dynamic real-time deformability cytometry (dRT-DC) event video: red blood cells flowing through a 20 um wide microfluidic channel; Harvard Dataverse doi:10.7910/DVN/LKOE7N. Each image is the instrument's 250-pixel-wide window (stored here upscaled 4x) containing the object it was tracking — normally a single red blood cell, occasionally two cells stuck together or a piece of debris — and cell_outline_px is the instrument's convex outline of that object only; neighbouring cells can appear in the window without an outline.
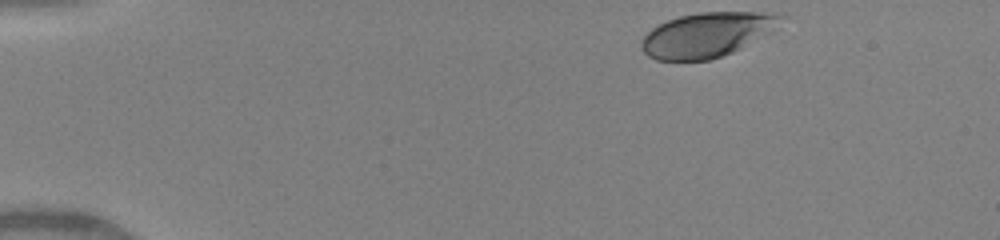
{"species": "human", "species_latin": "Homo sapiens", "temperature_condition": "warm", "stored_images_in_passage": 43, "camera_frame_rate_fps": 3000, "um_per_image_px": 0.085, "donor": {"sex": "female"}, "frame": {"image": 1, "passage_image": 1, "time_ms": 0.0, "image_size_px": [1000, 240], "cell_outline_px": [[788, 16], [772, 32], [732, 52], [708, 60], [656, 60], [648, 56], [644, 52], [640, 44], [640, 40], [652, 28], [668, 20], [680, 16], [700, 12], [772, 12]], "centroid_in_image_um": [60.14, 2.94], "position_along_channel_um": 24.9, "area_um2": 36.3}}
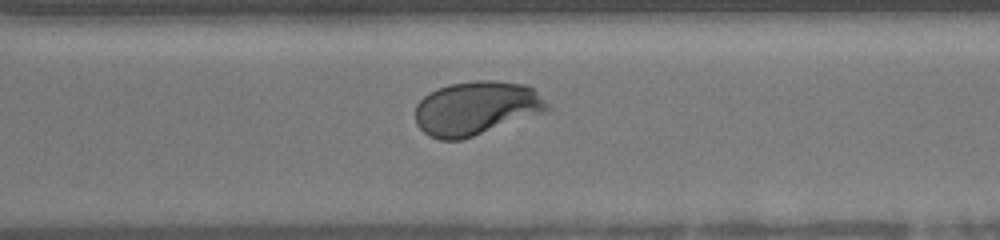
{"frame": {"image": 2, "passage_image": 30, "time_ms": 9.667, "image_size_px": [1000, 240], "cell_outline_px": [[556, 108], [548, 112], [460, 140], [440, 140], [428, 136], [416, 124], [416, 104], [424, 96], [448, 84], [476, 80], [496, 80], [524, 84], [532, 88]], "centroid_in_image_um": [40.55, 9.2], "position_along_channel_um": 330.1, "area_um2": 41.85}}
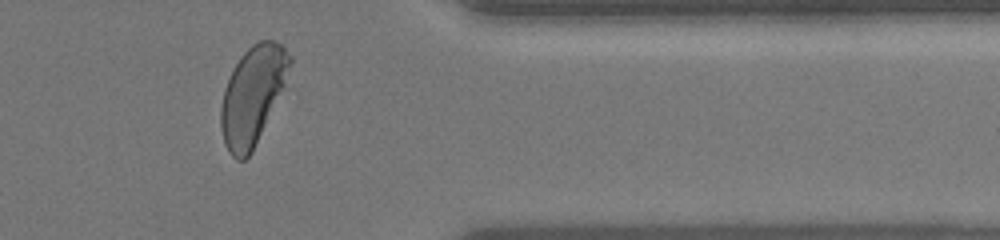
{"frame": {"image": 3, "passage_image": 35, "time_ms": 11.333, "image_size_px": [1000, 240], "cell_outline_px": [[292, 60], [284, 88], [252, 152], [244, 160], [236, 160], [228, 152], [224, 144], [220, 128], [220, 108], [224, 88], [240, 56], [252, 44], [260, 40], [272, 40], [280, 44], [292, 56]], "centroid_in_image_um": [21.46, 8.12], "position_along_channel_um": 389.9, "area_um2": 39.36}, "authors_computed_cell_mechanics": {"area_um2": 40.5756, "velocity_mm_per_s": 4.1408, "shape_relaxation_time_tau1_ms": 3.5865, "shape_relaxation_time_tau2_ms": null, "deformation_change_tau1": 0.1744, "deformation_change_tau2": null}}